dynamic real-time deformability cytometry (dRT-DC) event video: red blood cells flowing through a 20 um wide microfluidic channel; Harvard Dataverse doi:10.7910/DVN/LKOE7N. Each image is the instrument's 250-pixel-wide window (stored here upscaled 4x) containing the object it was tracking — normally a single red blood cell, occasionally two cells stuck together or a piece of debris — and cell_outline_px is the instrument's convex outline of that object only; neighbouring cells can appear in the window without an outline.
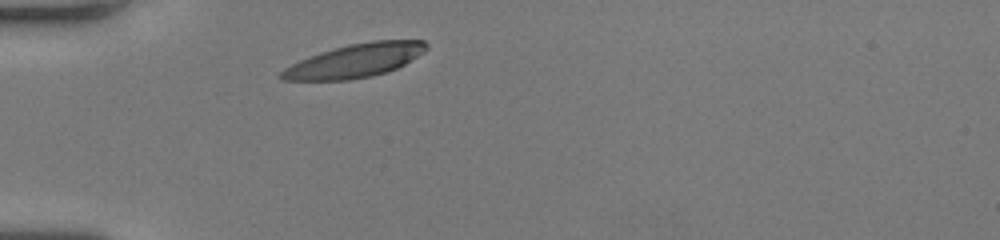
{"species": "human", "species_latin": "Homo sapiens", "temperature_condition": "room temperature", "stored_images_in_passage": 28, "camera_frame_rate_fps": 3000, "um_per_image_px": 0.085, "donor": {"sex": "female"}, "frame": {"image": 1, "passage_image": 1, "time_ms": 0.0, "image_size_px": [1000, 240], "cell_outline_px": [[428, 48], [424, 52], [404, 64], [396, 68], [372, 76], [348, 80], [284, 80], [276, 76], [284, 68], [300, 60], [320, 52], [348, 44], [372, 40], [424, 40], [428, 44]], "centroid_in_image_um": [30.16, 5.15], "position_along_channel_um": 54.8, "area_um2": 28.26}}
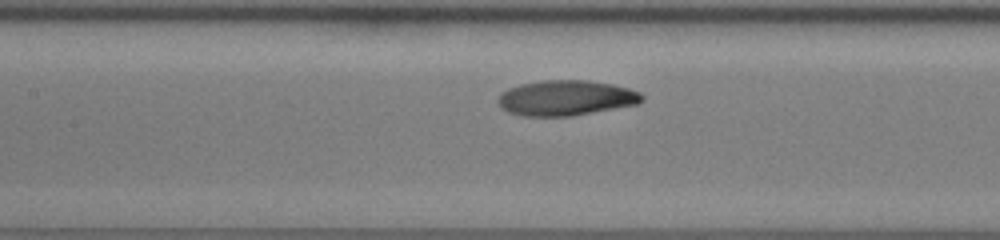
{"frame": {"image": 2, "passage_image": 10, "time_ms": 3.0, "image_size_px": [1000, 240], "cell_outline_px": [[644, 100], [636, 104], [572, 116], [520, 116], [508, 112], [500, 108], [496, 100], [500, 92], [508, 88], [520, 84], [544, 80], [588, 80], [612, 84], [628, 88], [640, 92], [644, 96]], "centroid_in_image_um": [48.05, 8.32], "position_along_channel_um": 159.3, "area_um2": 29.82}}
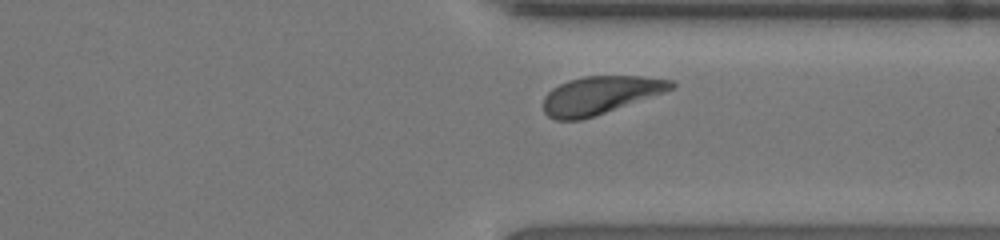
{"frame": {"image": 3, "passage_image": 25, "time_ms": 8.0, "image_size_px": [1000, 240], "cell_outline_px": [[676, 84], [672, 88], [664, 92], [580, 120], [556, 120], [548, 116], [544, 112], [544, 96], [552, 88], [568, 80], [584, 76], [644, 76], [672, 80]], "centroid_in_image_um": [50.98, 8.07], "position_along_channel_um": 360.4, "area_um2": 27.8}, "authors_computed_cell_mechanics": {"area_um2": 29.3624, "velocity_mm_per_s": 4.0075, "shape_relaxation_time_tau1_ms": 3.2724, "shape_relaxation_time_tau2_ms": 7.6914, "deformation_change_tau1": 0.1998, "deformation_change_tau2": 0.16}}